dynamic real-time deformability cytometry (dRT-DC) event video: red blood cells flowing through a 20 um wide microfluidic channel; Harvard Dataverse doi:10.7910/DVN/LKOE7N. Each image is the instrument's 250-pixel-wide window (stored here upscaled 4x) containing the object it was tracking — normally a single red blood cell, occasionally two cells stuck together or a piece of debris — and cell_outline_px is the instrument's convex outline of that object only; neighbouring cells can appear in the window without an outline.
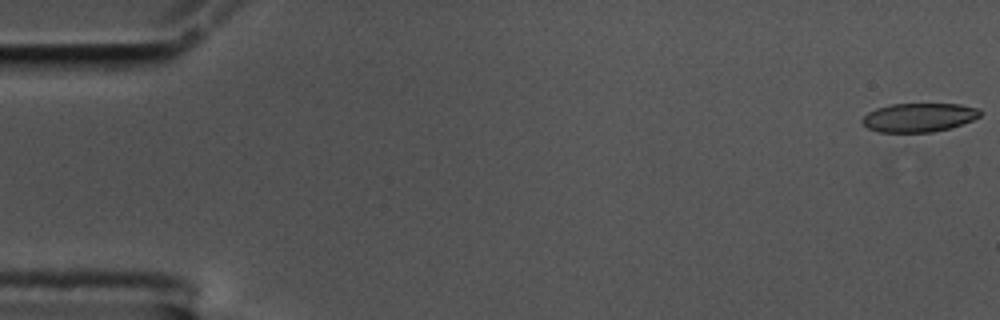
{"species": "common noctule bat (a hibernating species)", "species_latin": "Nyctalus noctula", "temperature_condition": "cold", "stored_images_in_passage": 57, "camera_frame_rate_fps": 3000, "um_per_image_px": 0.085, "animal": {"sex": "male", "body_mass_g": 17.5, "forearm_length_mm": 52.3}, "frame": {"image": 1, "passage_image": 1, "time_ms": 0.0, "image_size_px": [1000, 320], "cell_outline_px": [[980, 116], [972, 120], [948, 128], [932, 132], [876, 132], [868, 128], [860, 120], [868, 112], [876, 108], [892, 104], [960, 104], [980, 108]], "centroid_in_image_um": [78.08, 9.98], "position_along_channel_um": 6.9, "area_um2": 19.71}}
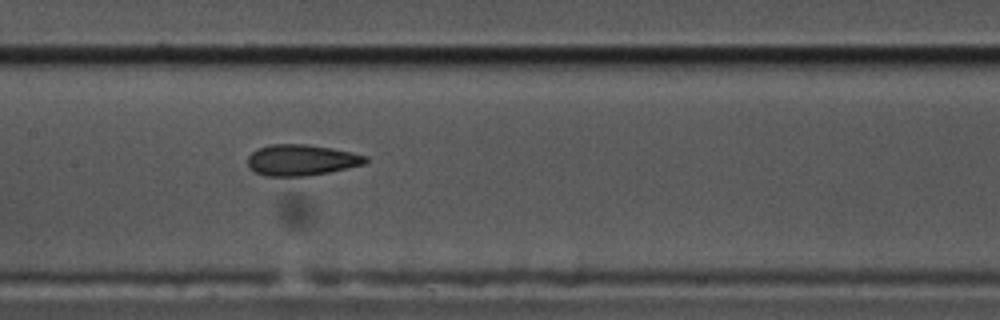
{"frame": {"image": 2, "passage_image": 28, "time_ms": 9.0, "image_size_px": [1000, 320], "cell_outline_px": [[368, 160], [364, 164], [328, 172], [308, 176], [264, 176], [252, 172], [248, 168], [248, 156], [252, 152], [260, 148], [272, 144], [308, 144], [332, 148], [352, 152], [368, 156]], "centroid_in_image_um": [25.59, 13.61], "position_along_channel_um": 181.8, "area_um2": 21.44}}
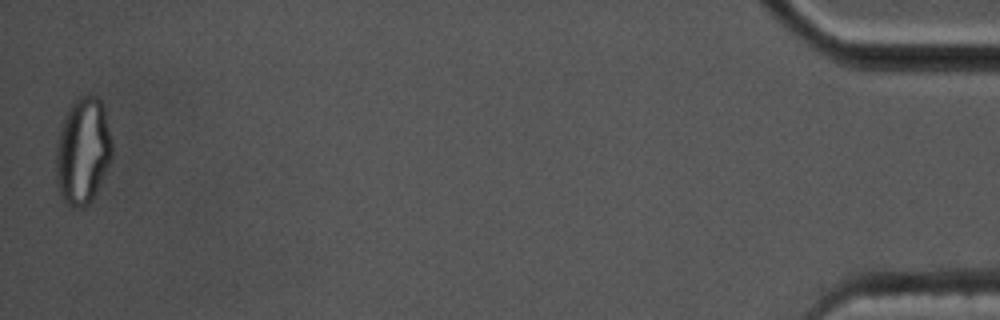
{"frame": {"image": 3, "passage_image": 57, "time_ms": 18.667, "image_size_px": [1000, 320], "cell_outline_px": [[112, 160], [92, 200], [84, 208], [76, 208], [68, 204], [60, 196], [56, 184], [56, 144], [64, 116], [72, 104], [80, 96], [88, 92], [96, 96], [100, 100], [104, 108], [112, 144]], "centroid_in_image_um": [7.04, 12.85], "position_along_channel_um": 428.2, "area_um2": 35.14}, "authors_computed_cell_mechanics": {"area_um2": 21.4438, "velocity_mm_per_s": 3.5126, "shape_relaxation_time_tau1_ms": 8.1558, "shape_relaxation_time_tau2_ms": 2.2617, "deformation_change_tau1": 0.1759, "deformation_change_tau2": 0.1011}}